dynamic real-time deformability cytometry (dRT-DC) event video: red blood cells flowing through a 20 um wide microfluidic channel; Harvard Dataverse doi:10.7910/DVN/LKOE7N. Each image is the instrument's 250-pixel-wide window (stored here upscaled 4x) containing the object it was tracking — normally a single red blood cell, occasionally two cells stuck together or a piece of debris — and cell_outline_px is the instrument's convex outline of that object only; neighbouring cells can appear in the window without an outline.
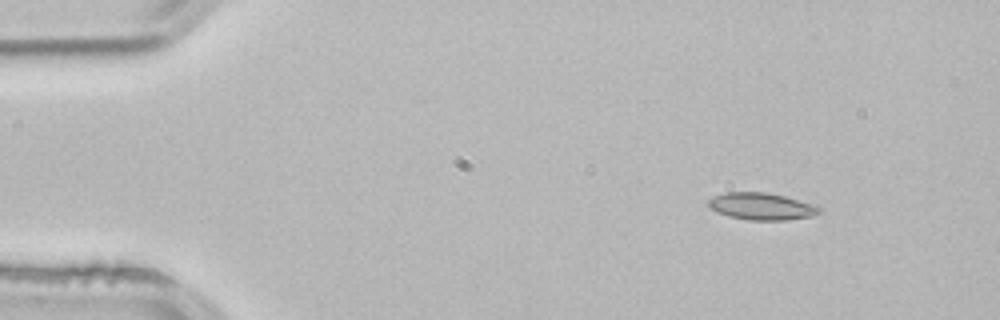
{"species": "common noctule bat (a hibernating species)", "species_latin": "Nyctalus noctula", "temperature_condition": "room temperature", "stored_images_in_passage": 3, "camera_frame_rate_fps": 3000, "um_per_image_px": 0.085, "animal": {"sex": "male", "body_mass_g": 21.5, "forearm_length_mm": 52.0}, "frame": {"image": 1, "passage_image": 2, "time_ms": 0.333, "image_size_px": [1000, 320], "cell_outline_px": [[820, 212], [812, 216], [784, 220], [748, 220], [728, 216], [716, 212], [708, 208], [708, 200], [712, 196], [724, 192], [764, 192], [784, 196], [820, 208]], "centroid_in_image_um": [64.61, 17.54], "position_along_channel_um": 20.4, "area_um2": 17.28}}
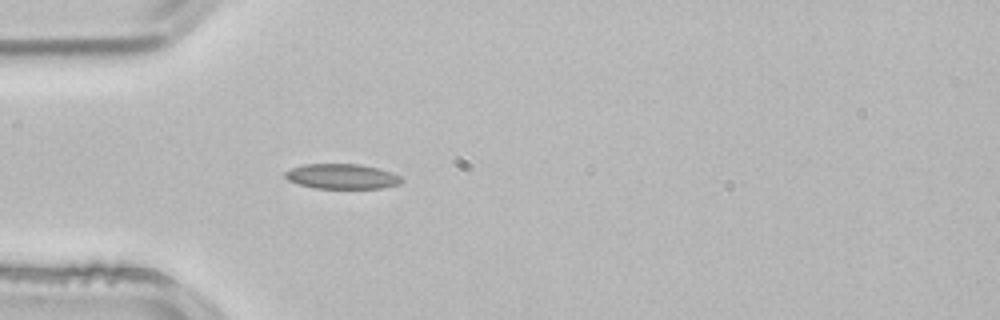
{"frame": {"image": 2, "passage_image": 3, "time_ms": 0.667, "image_size_px": [1000, 320], "cell_outline_px": [[404, 180], [400, 184], [380, 188], [316, 188], [300, 184], [288, 180], [284, 176], [284, 172], [292, 168], [304, 164], [360, 164], [376, 168], [400, 176]], "centroid_in_image_um": [29.05, 14.99], "position_along_channel_um": 56.0, "area_um2": 16.76}}